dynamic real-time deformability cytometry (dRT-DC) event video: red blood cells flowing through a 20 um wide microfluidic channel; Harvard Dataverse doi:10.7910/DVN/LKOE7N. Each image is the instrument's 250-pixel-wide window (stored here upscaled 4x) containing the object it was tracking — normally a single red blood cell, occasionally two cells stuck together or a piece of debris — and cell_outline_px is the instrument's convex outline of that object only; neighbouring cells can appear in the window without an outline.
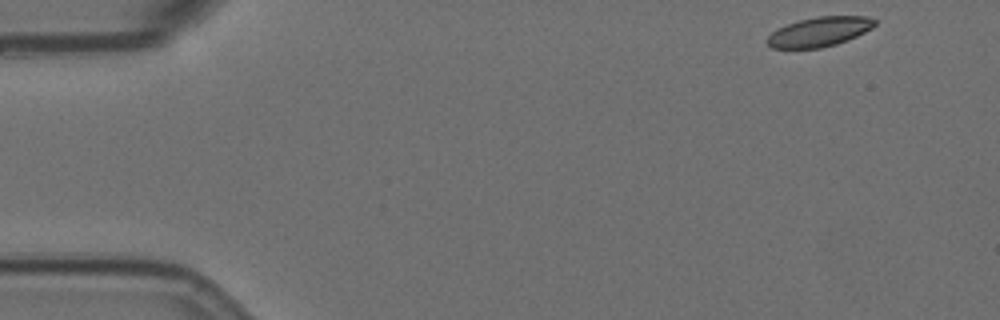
{"species": "Egyptian fruit bat (a non-hibernating species)", "species_latin": "Rousettus aegyptiacus", "temperature_condition": "room temperature", "stored_images_in_passage": 54, "camera_frame_rate_fps": 3000, "um_per_image_px": 0.085, "animal": {"sex": "female"}, "frame": {"image": 1, "passage_image": 1, "time_ms": 0.0, "image_size_px": [1000, 320], "cell_outline_px": [[876, 24], [872, 28], [848, 40], [836, 44], [820, 48], [772, 48], [764, 40], [776, 28], [800, 20], [816, 16], [868, 16], [876, 20]], "centroid_in_image_um": [69.64, 2.69], "position_along_channel_um": 15.4, "area_um2": 18.55}}
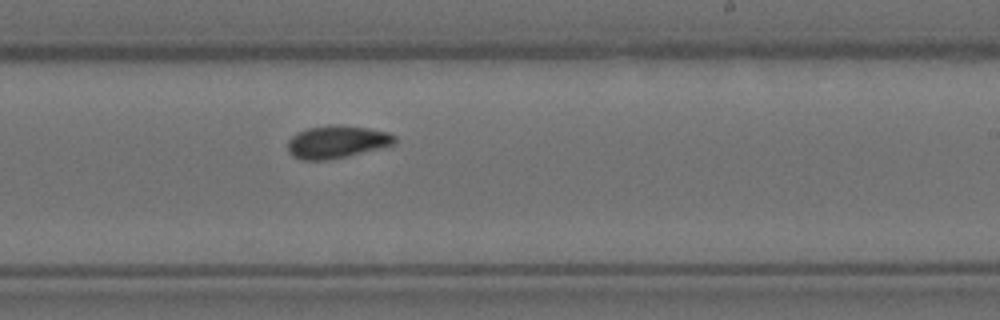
{"frame": {"image": 2, "passage_image": 31, "time_ms": 10.0, "image_size_px": [1000, 320], "cell_outline_px": [[396, 144], [328, 160], [304, 160], [292, 156], [288, 152], [288, 140], [296, 132], [308, 128], [332, 124], [336, 124], [368, 128], [388, 132], [396, 136]], "centroid_in_image_um": [28.61, 12.05], "position_along_channel_um": 260.4, "area_um2": 20.35}}
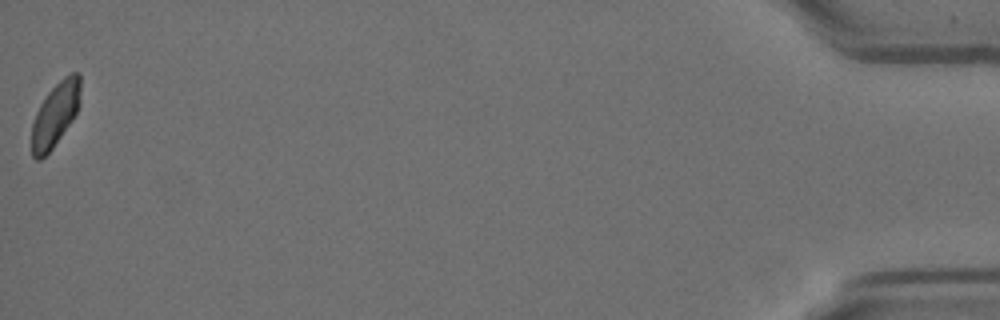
{"frame": {"image": 3, "passage_image": 54, "time_ms": 17.667, "image_size_px": [1000, 320], "cell_outline_px": [[80, 104], [72, 120], [52, 148], [40, 160], [36, 160], [32, 156], [32, 124], [36, 112], [40, 104], [48, 92], [64, 76], [72, 72], [80, 72]], "centroid_in_image_um": [4.7, 9.71], "position_along_channel_um": 430.5, "area_um2": 18.03}, "authors_computed_cell_mechanics": {"area_um2": 19.5942, "velocity_mm_per_s": 3.5226, "shape_relaxation_time_tau1_ms": null, "shape_relaxation_time_tau2_ms": 1.3846, "deformation_change_tau1": null, "deformation_change_tau2": 0.0567}}